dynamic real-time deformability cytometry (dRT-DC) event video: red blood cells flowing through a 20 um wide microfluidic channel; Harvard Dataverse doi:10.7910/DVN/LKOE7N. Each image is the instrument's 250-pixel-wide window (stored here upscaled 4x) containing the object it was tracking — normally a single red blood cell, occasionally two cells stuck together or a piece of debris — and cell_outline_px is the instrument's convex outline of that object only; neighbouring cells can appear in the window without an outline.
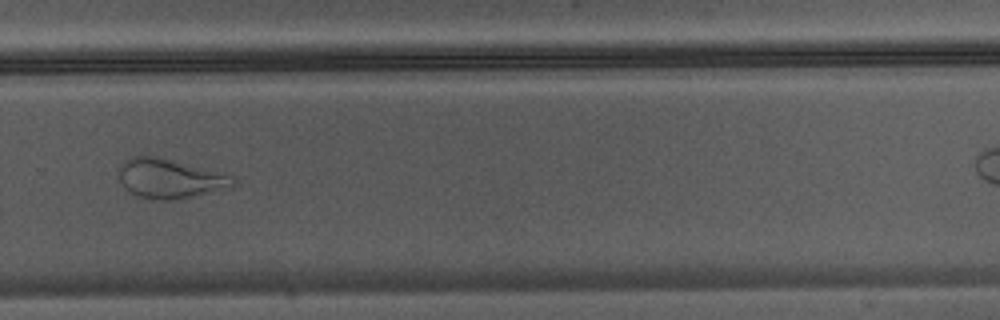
{"species": "Egyptian fruit bat (a non-hibernating species)", "species_latin": "Rousettus aegyptiacus", "temperature_condition": "warm", "stored_images_in_passage": 33, "camera_frame_rate_fps": 3000, "um_per_image_px": 0.085, "animal": {"sex": "male"}, "frame": {"image": 1, "passage_image": 24, "time_ms": 7.667, "image_size_px": [1000, 320], "cell_outline_px": [[232, 184], [188, 196], [168, 200], [164, 200], [140, 196], [132, 192], [120, 180], [120, 164], [124, 160], [136, 156], [160, 156], [232, 176]], "centroid_in_image_um": [14.32, 15.12], "position_along_channel_um": 315.5, "area_um2": 24.68}}